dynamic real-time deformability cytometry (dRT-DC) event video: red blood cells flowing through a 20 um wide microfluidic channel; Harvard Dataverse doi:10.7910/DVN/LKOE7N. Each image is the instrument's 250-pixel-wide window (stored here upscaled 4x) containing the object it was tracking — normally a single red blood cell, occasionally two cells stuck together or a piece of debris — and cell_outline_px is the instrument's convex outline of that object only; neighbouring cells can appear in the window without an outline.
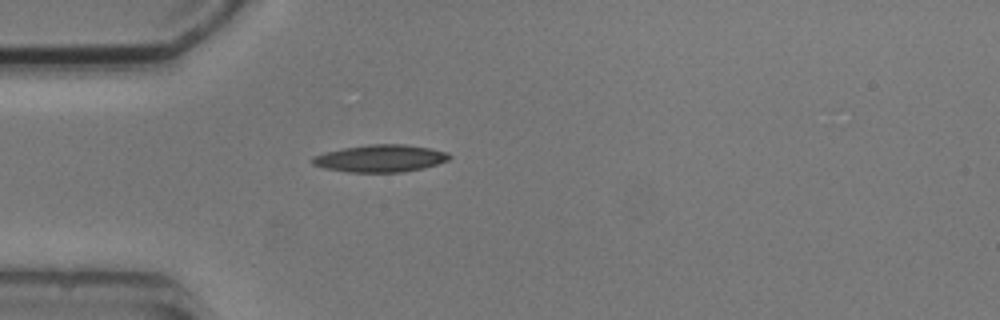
{"species": "common noctule bat (a hibernating species)", "species_latin": "Nyctalus noctula", "temperature_condition": "cold", "stored_images_in_passage": 5, "camera_frame_rate_fps": 3000, "um_per_image_px": 0.085, "animal": {"sex": "male", "body_mass_g": 20.5, "forearm_length_mm": 52.5}, "frame": {"image": 1, "passage_image": 5, "time_ms": 4.667, "image_size_px": [1000, 320], "cell_outline_px": [[452, 156], [448, 160], [424, 168], [400, 172], [348, 172], [324, 168], [312, 164], [312, 156], [324, 152], [344, 148], [368, 144], [404, 144], [428, 148], [448, 152]], "centroid_in_image_um": [32.32, 13.46], "position_along_channel_um": 52.7, "area_um2": 21.73}}